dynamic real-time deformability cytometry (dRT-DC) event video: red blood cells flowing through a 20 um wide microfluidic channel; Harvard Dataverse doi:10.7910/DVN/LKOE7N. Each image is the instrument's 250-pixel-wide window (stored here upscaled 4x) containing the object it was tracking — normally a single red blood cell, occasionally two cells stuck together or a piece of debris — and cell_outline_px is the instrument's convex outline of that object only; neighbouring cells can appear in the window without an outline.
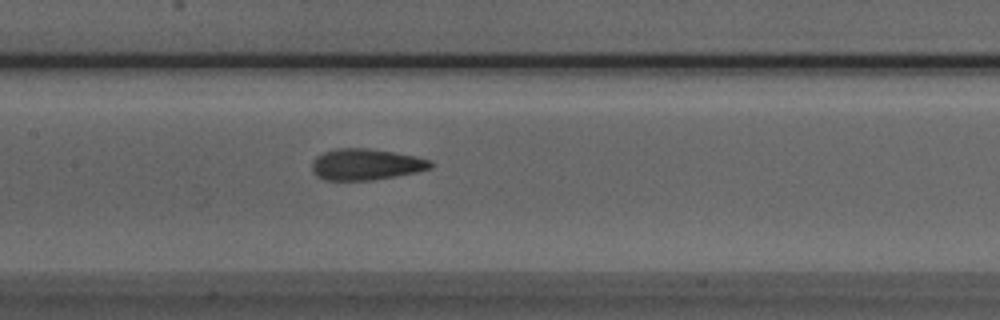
{"species": "Egyptian fruit bat (a non-hibernating species)", "species_latin": "Rousettus aegyptiacus", "temperature_condition": "room temperature", "stored_images_in_passage": 45, "camera_frame_rate_fps": 3000, "um_per_image_px": 0.085, "animal": {"sex": "male"}, "frame": {"image": 1, "passage_image": 18, "time_ms": 5.667, "image_size_px": [1000, 320], "cell_outline_px": [[432, 168], [416, 172], [396, 176], [372, 180], [324, 180], [316, 176], [312, 172], [312, 160], [316, 156], [324, 152], [336, 148], [368, 148], [392, 152], [432, 160]], "centroid_in_image_um": [31.06, 13.98], "position_along_channel_um": 176.3, "area_um2": 21.62}}
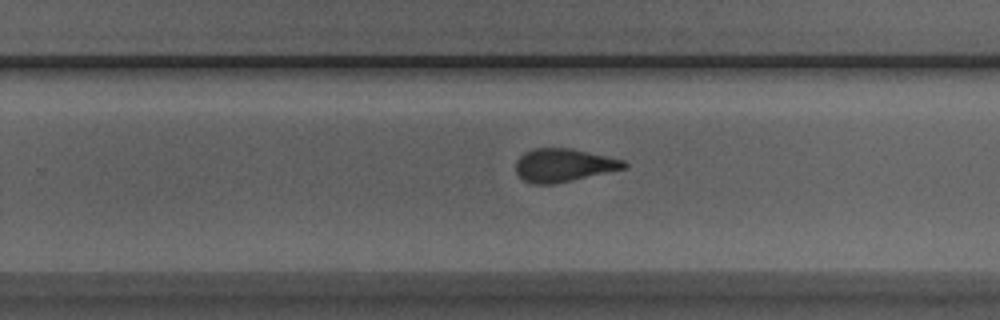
{"frame": {"image": 2, "passage_image": 26, "time_ms": 8.333, "image_size_px": [1000, 320], "cell_outline_px": [[628, 168], [556, 184], [532, 184], [524, 180], [516, 172], [516, 160], [524, 152], [532, 148], [572, 148], [624, 160], [628, 164]], "centroid_in_image_um": [47.92, 14.04], "position_along_channel_um": 281.9, "area_um2": 21.15}}
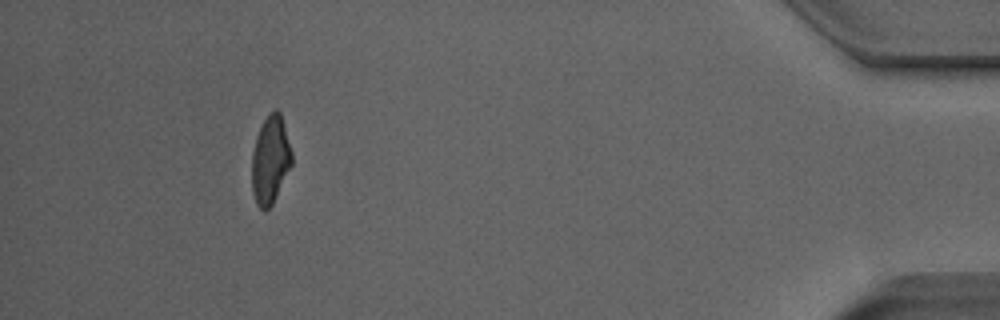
{"frame": {"image": 3, "passage_image": 41, "time_ms": 13.333, "image_size_px": [1000, 320], "cell_outline_px": [[292, 164], [272, 204], [264, 212], [256, 204], [252, 192], [252, 152], [256, 136], [268, 112], [276, 108], [280, 112], [292, 152]], "centroid_in_image_um": [22.97, 13.58], "position_along_channel_um": 412.2, "area_um2": 20.46}, "authors_computed_cell_mechanics": {"area_um2": 21.3282, "velocity_mm_per_s": 3.9752, "shape_relaxation_time_tau1_ms": 5.0302, "shape_relaxation_time_tau2_ms": 1.4838, "deformation_change_tau1": 0.1572, "deformation_change_tau2": 0.0921}}